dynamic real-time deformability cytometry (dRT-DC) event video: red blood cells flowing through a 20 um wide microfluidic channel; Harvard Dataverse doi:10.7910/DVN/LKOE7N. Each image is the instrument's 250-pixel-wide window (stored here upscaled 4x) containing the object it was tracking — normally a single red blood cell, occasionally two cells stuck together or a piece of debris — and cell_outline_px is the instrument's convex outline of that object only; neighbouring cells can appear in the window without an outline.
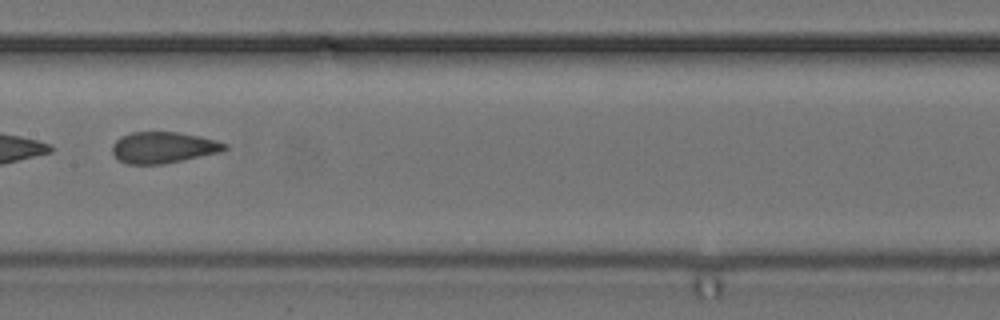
{"species": "common noctule bat (a hibernating species)", "species_latin": "Nyctalus noctula", "temperature_condition": "cold", "stored_images_in_passage": 10, "camera_frame_rate_fps": 3000, "um_per_image_px": 0.085, "animal": {"sex": "female", "body_mass_g": 24.6, "forearm_length_mm": 56.2}, "frame": {"image": 1, "passage_image": 7, "time_ms": 2.0, "image_size_px": [1000, 320], "cell_outline_px": [[228, 148], [220, 152], [160, 164], [128, 164], [120, 160], [112, 152], [112, 144], [120, 136], [132, 132], [176, 132], [200, 136], [216, 140], [228, 144]], "centroid_in_image_um": [13.87, 12.52], "position_along_channel_um": 193.5, "area_um2": 20.29}}
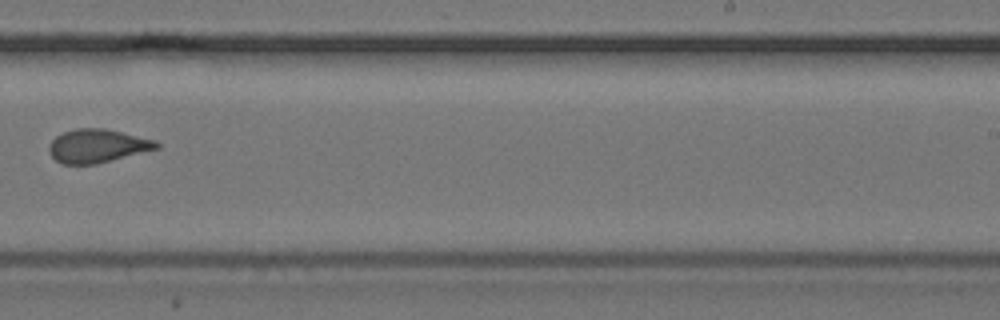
{"frame": {"image": 2, "passage_image": 9, "time_ms": 2.667, "image_size_px": [1000, 320], "cell_outline_px": [[160, 148], [96, 164], [64, 164], [56, 160], [52, 156], [48, 148], [52, 140], [56, 136], [64, 132], [76, 128], [104, 128], [156, 140], [160, 144]], "centroid_in_image_um": [8.29, 12.4], "position_along_channel_um": 280.7, "area_um2": 20.87}}
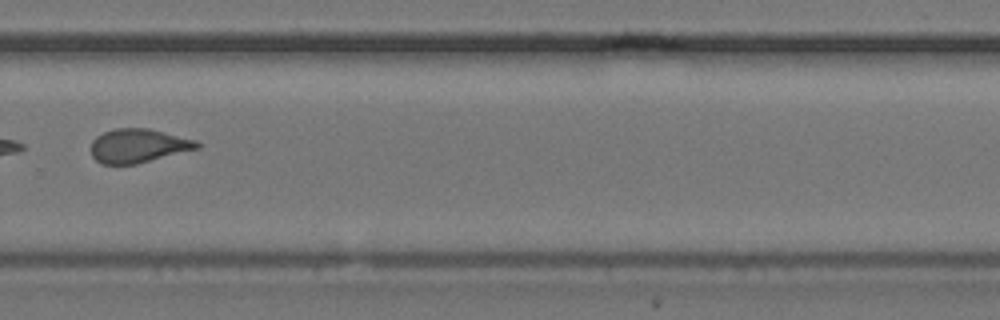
{"frame": {"image": 3, "passage_image": 10, "time_ms": 3.0, "image_size_px": [1000, 320], "cell_outline_px": [[200, 148], [136, 164], [100, 164], [92, 156], [92, 140], [96, 136], [104, 132], [116, 128], [148, 128], [196, 140], [200, 144]], "centroid_in_image_um": [11.75, 12.39], "position_along_channel_um": 318.1, "area_um2": 20.87}}